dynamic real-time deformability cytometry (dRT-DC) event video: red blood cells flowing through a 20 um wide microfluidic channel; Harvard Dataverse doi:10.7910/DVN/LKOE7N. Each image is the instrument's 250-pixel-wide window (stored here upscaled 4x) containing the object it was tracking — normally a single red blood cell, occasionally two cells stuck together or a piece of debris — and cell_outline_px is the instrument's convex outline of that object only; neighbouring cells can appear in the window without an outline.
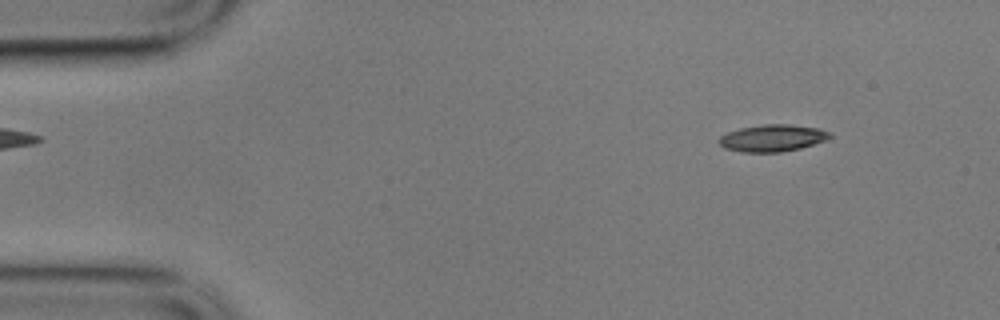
{"species": "common noctule bat (a hibernating species)", "species_latin": "Nyctalus noctula", "temperature_condition": "cold", "stored_images_in_passage": 4, "segment_of_instrument_passage": [2, 2], "camera_frame_rate_fps": 3000, "um_per_image_px": 0.085, "animal": {"sex": "male", "body_mass_g": 17.9}, "frame": {"image": 1, "passage_image": 4, "time_ms": 1.0, "image_size_px": [1000, 320], "cell_outline_px": [[832, 136], [828, 140], [800, 148], [780, 152], [740, 152], [724, 148], [716, 140], [720, 136], [728, 132], [740, 128], [764, 124], [792, 124], [820, 128], [832, 132]], "centroid_in_image_um": [65.69, 11.73], "position_along_channel_um": 19.3, "area_um2": 17.69}}